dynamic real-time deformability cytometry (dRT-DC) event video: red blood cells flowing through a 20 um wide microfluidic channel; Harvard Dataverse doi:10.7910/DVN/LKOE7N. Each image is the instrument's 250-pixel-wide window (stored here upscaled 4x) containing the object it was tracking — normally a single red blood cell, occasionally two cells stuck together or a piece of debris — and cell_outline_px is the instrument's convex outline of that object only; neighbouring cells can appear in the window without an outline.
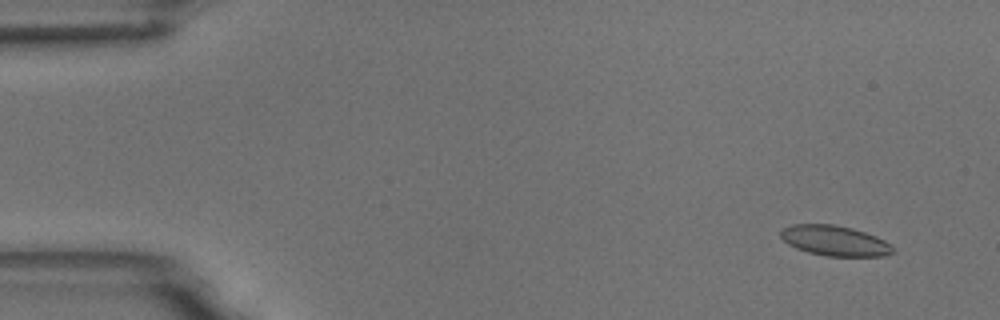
{"species": "common noctule bat (a hibernating species)", "species_latin": "Nyctalus noctula", "temperature_condition": "room temperature", "stored_images_in_passage": 55, "camera_frame_rate_fps": 3000, "um_per_image_px": 0.085, "animal": {"sex": "male", "body_mass_g": 18.8}, "frame": {"image": 1, "passage_image": 4, "time_ms": 1.0, "image_size_px": [1000, 320], "cell_outline_px": [[892, 252], [884, 256], [824, 256], [808, 252], [796, 248], [788, 244], [780, 236], [780, 232], [784, 228], [792, 224], [832, 224], [852, 228], [876, 236], [892, 244]], "centroid_in_image_um": [70.94, 20.46], "position_along_channel_um": 14.1, "area_um2": 19.71}}
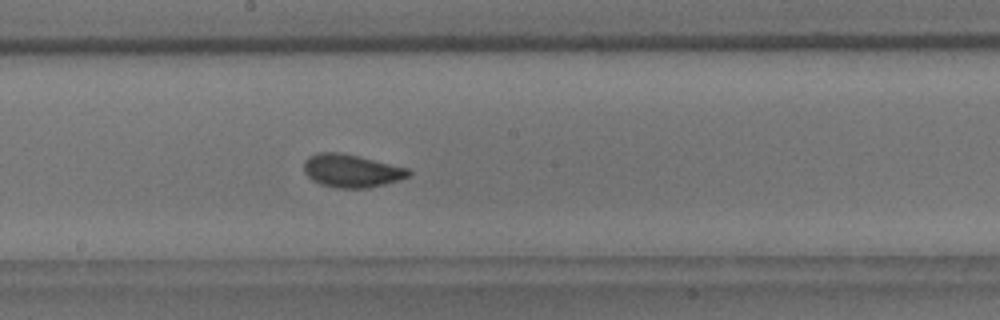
{"frame": {"image": 2, "passage_image": 30, "time_ms": 9.667, "image_size_px": [1000, 320], "cell_outline_px": [[412, 172], [408, 176], [384, 184], [368, 188], [336, 188], [320, 184], [312, 180], [304, 172], [304, 160], [308, 156], [316, 152], [340, 152], [360, 156], [408, 168]], "centroid_in_image_um": [29.83, 14.5], "position_along_channel_um": 218.4, "area_um2": 20.23}}
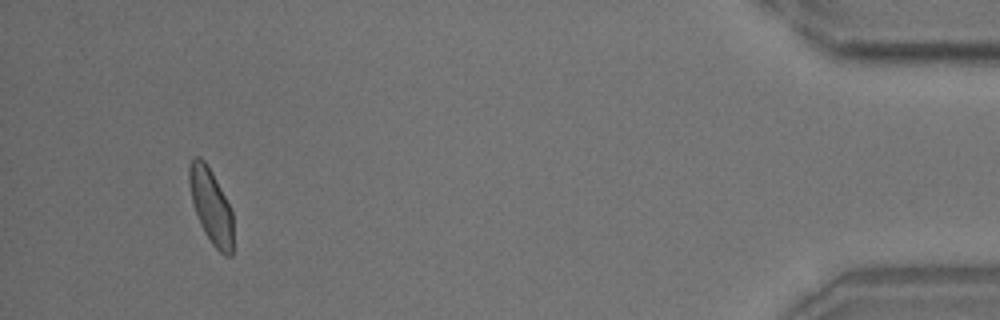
{"frame": {"image": 3, "passage_image": 52, "time_ms": 17.0, "image_size_px": [1000, 320], "cell_outline_px": [[232, 256], [224, 256], [212, 244], [204, 232], [200, 224], [192, 200], [188, 184], [188, 168], [192, 160], [196, 156], [200, 156], [204, 160], [212, 172], [232, 212]], "centroid_in_image_um": [17.91, 17.51], "position_along_channel_um": 417.3, "area_um2": 18.9}, "authors_computed_cell_mechanics": {"area_um2": 19.5942, "velocity_mm_per_s": 3.6688, "shape_relaxation_time_tau1_ms": 5.9675, "shape_relaxation_time_tau2_ms": null, "deformation_change_tau1": 0.1238, "deformation_change_tau2": null}}